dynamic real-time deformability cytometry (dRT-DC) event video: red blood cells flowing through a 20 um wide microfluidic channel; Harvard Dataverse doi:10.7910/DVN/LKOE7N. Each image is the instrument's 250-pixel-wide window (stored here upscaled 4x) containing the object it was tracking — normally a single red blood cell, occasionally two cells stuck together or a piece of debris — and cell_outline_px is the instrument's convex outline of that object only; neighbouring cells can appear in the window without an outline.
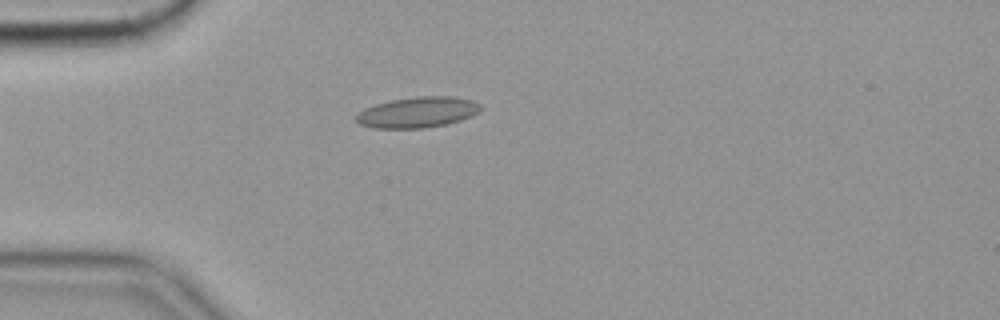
{"species": "common noctule bat (a hibernating species)", "species_latin": "Nyctalus noctula", "temperature_condition": "cold", "stored_images_in_passage": 36, "camera_frame_rate_fps": 3000, "um_per_image_px": 0.085, "animal": {"sex": "female", "body_mass_g": 19.9}, "frame": {"image": 1, "passage_image": 1, "time_ms": 0.0, "image_size_px": [1000, 320], "cell_outline_px": [[480, 108], [472, 116], [460, 120], [444, 124], [424, 128], [372, 128], [360, 124], [356, 120], [356, 116], [364, 108], [376, 104], [392, 100], [416, 96], [452, 96], [472, 100], [480, 104]], "centroid_in_image_um": [35.48, 9.54], "position_along_channel_um": 49.5, "area_um2": 22.08}, "authors_computed_cell_mechanics": {"area_um2": 20.3456, "velocity_mm_per_s": 3.5413, "shape_relaxation_time_tau1_ms": 10.1455, "shape_relaxation_time_tau2_ms": 2.0499, "deformation_change_tau1": 0.1515, "deformation_change_tau2": 0.0819}}